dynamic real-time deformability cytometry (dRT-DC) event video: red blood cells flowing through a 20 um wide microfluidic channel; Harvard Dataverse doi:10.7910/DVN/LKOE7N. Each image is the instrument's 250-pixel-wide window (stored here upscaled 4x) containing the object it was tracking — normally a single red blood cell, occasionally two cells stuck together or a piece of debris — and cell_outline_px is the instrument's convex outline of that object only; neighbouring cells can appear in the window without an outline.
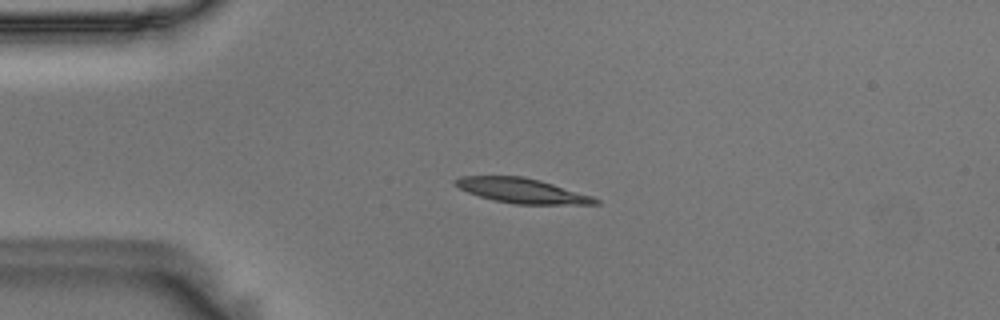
{"species": "Egyptian fruit bat (a non-hibernating species)", "species_latin": "Rousettus aegyptiacus", "temperature_condition": "room temperature", "stored_images_in_passage": 44, "camera_frame_rate_fps": 3000, "um_per_image_px": 0.085, "animal": {"sex": "male"}, "frame": {"image": 1, "passage_image": 1, "time_ms": 0.0, "image_size_px": [1000, 320], "cell_outline_px": [[600, 204], [516, 204], [496, 200], [480, 196], [468, 192], [452, 184], [452, 180], [460, 176], [524, 176], [540, 180], [592, 196], [600, 200]], "centroid_in_image_um": [44.34, 16.19], "position_along_channel_um": 40.7, "area_um2": 20.11}}
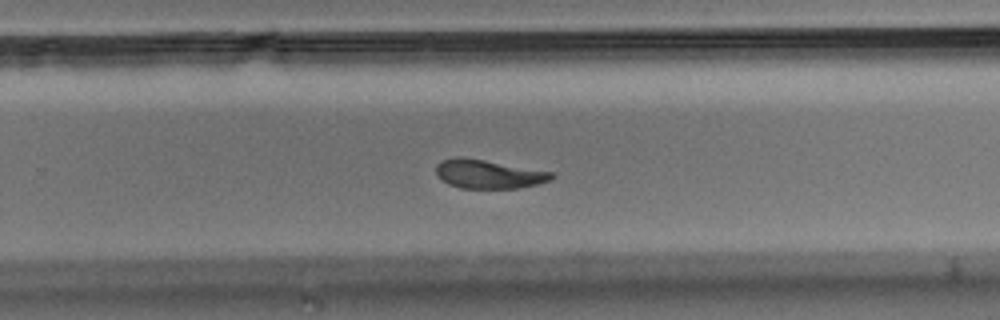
{"frame": {"image": 2, "passage_image": 24, "time_ms": 7.667, "image_size_px": [1000, 320], "cell_outline_px": [[556, 176], [540, 184], [520, 188], [460, 188], [448, 184], [436, 176], [436, 164], [444, 160], [456, 156], [460, 156], [484, 160], [552, 172]], "centroid_in_image_um": [41.5, 14.8], "position_along_channel_um": 288.3, "area_um2": 19.36}}
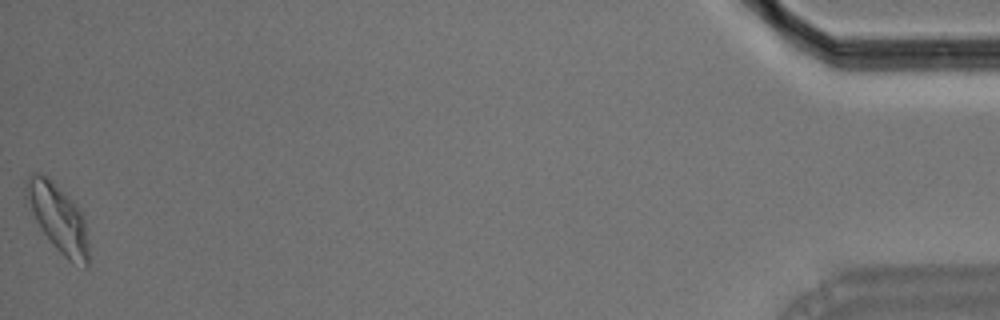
{"frame": {"image": 3, "passage_image": 44, "time_ms": 14.333, "image_size_px": [1000, 320], "cell_outline_px": [[88, 268], [84, 268], [72, 264], [56, 248], [44, 232], [36, 220], [24, 196], [24, 180], [32, 172], [40, 172], [48, 176], [76, 204], [84, 220], [88, 244]], "centroid_in_image_um": [4.91, 18.5], "position_along_channel_um": 430.3, "area_um2": 24.74}, "authors_computed_cell_mechanics": {"area_um2": 20.6924, "velocity_mm_per_s": 3.5719, "shape_relaxation_time_tau1_ms": 4.5855, "shape_relaxation_time_tau2_ms": 3.1714, "deformation_change_tau1": 0.1655, "deformation_change_tau2": 0.0766}}